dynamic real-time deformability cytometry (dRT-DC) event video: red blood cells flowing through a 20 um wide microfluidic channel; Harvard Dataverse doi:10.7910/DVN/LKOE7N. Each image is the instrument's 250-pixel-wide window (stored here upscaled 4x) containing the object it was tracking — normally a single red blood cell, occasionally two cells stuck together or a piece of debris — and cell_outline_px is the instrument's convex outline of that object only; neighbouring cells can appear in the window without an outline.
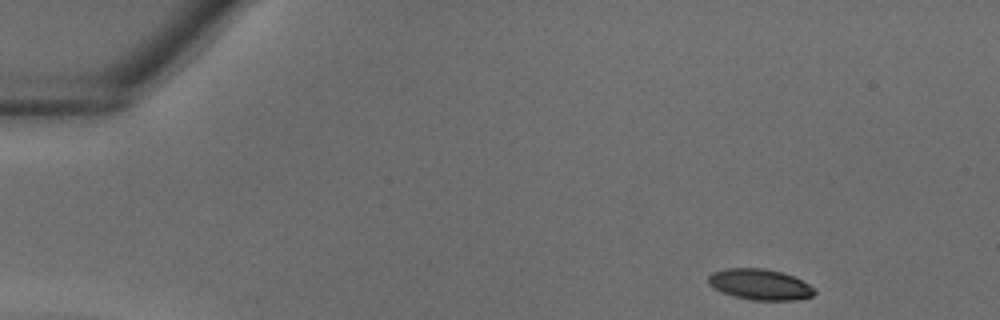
{"species": "common noctule bat (a hibernating species)", "species_latin": "Nyctalus noctula", "temperature_condition": "warm", "stored_images_in_passage": 35, "camera_frame_rate_fps": 3000, "um_per_image_px": 0.085, "animal": {"sex": "male", "body_mass_g": 18.8}, "frame": {"image": 1, "passage_image": 1, "time_ms": 0.0, "image_size_px": [1000, 320], "cell_outline_px": [[816, 292], [812, 296], [796, 300], [752, 300], [736, 296], [724, 292], [708, 284], [708, 276], [712, 272], [724, 268], [764, 268], [780, 272], [792, 276], [816, 288]], "centroid_in_image_um": [64.6, 24.17], "position_along_channel_um": 20.4, "area_um2": 18.9}}
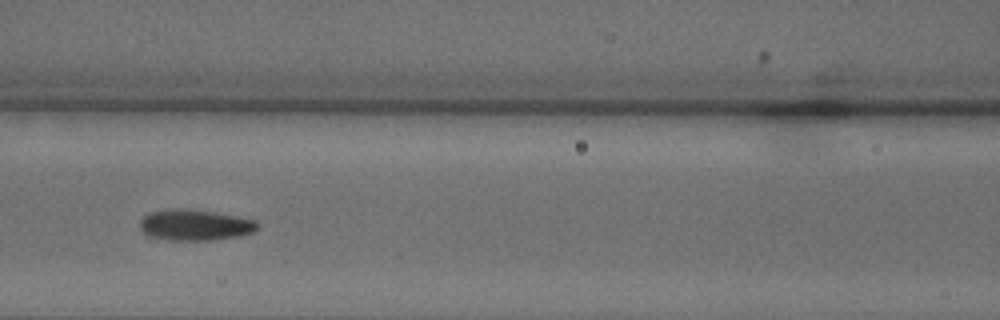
{"frame": {"image": 2, "passage_image": 14, "time_ms": 4.333, "image_size_px": [1000, 320], "cell_outline_px": [[260, 224], [252, 232], [240, 236], [212, 240], [148, 240], [140, 228], [140, 220], [148, 212], [164, 208], [180, 208], [216, 212], [256, 220]], "centroid_in_image_um": [16.47, 19.13], "position_along_channel_um": 150.1, "area_um2": 21.85}}
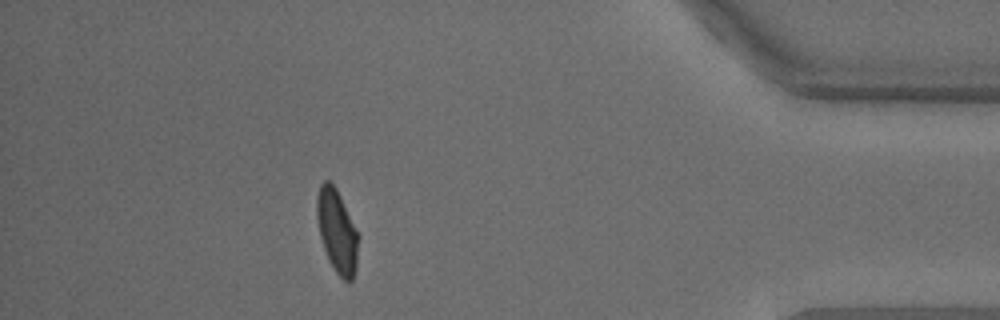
{"frame": {"image": 3, "passage_image": 31, "time_ms": 10.0, "image_size_px": [1000, 320], "cell_outline_px": [[356, 268], [352, 280], [348, 284], [336, 272], [328, 260], [320, 236], [316, 216], [316, 196], [320, 184], [324, 180], [328, 180], [336, 188], [356, 228]], "centroid_in_image_um": [28.6, 19.63], "position_along_channel_um": 406.6, "area_um2": 19.77}}